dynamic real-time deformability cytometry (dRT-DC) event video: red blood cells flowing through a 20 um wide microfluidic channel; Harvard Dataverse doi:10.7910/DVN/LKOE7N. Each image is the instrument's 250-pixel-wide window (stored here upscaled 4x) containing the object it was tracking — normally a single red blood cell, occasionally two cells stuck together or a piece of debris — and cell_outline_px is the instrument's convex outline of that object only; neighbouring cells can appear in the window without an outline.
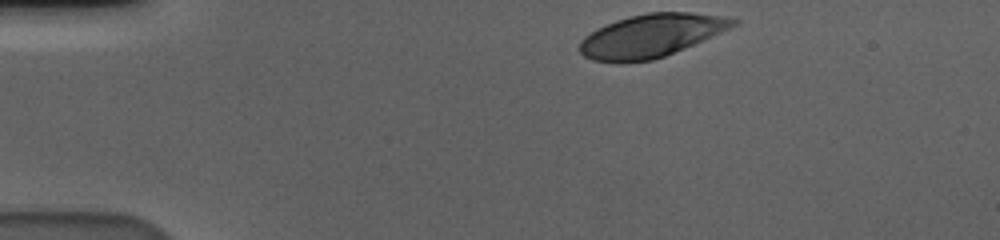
{"species": "human", "species_latin": "Homo sapiens", "temperature_condition": "cold", "stored_images_in_passage": 38, "camera_frame_rate_fps": 3000, "um_per_image_px": 0.085, "donor": {"sex": "male"}, "frame": {"image": 1, "passage_image": 1, "time_ms": 0.0, "image_size_px": [1000, 240], "cell_outline_px": [[740, 24], [684, 48], [664, 56], [652, 60], [624, 64], [620, 64], [592, 60], [584, 56], [576, 48], [580, 40], [584, 36], [596, 28], [616, 20], [628, 16], [648, 12], [692, 12], [720, 16], [740, 20]], "centroid_in_image_um": [55.28, 3.05], "position_along_channel_um": 29.7, "area_um2": 38.96}}
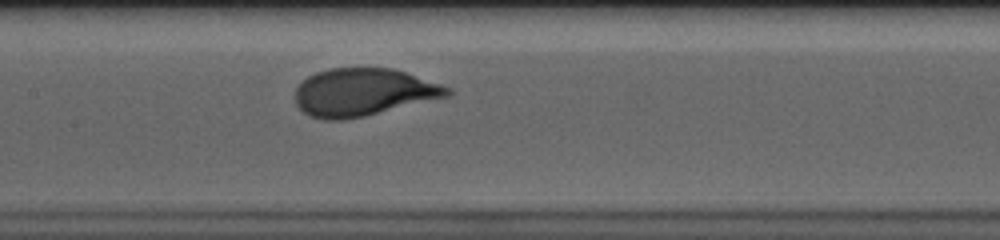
{"frame": {"image": 2, "passage_image": 19, "time_ms": 6.0, "image_size_px": [1000, 240], "cell_outline_px": [[456, 92], [448, 96], [364, 116], [344, 120], [324, 120], [308, 116], [296, 104], [292, 96], [296, 88], [308, 76], [316, 72], [328, 68], [392, 68], [452, 88]], "centroid_in_image_um": [30.84, 7.84], "position_along_channel_um": 176.6, "area_um2": 42.25}}
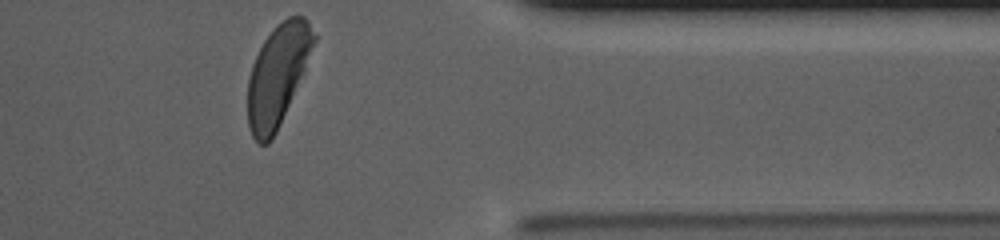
{"frame": {"image": 3, "passage_image": 38, "time_ms": 12.333, "image_size_px": [1000, 240], "cell_outline_px": [[316, 40], [304, 72], [276, 132], [272, 140], [268, 144], [256, 144], [248, 128], [248, 80], [252, 64], [264, 40], [276, 24], [288, 16], [304, 16], [308, 20], [316, 36]], "centroid_in_image_um": [23.6, 6.39], "position_along_channel_um": 387.8, "area_um2": 38.78}, "authors_computed_cell_mechanics": {"area_um2": 41.2403, "velocity_mm_per_s": 3.5489, "shape_relaxation_time_tau1_ms": 2.5164, "shape_relaxation_time_tau2_ms": null, "deformation_change_tau1": 0.1705, "deformation_change_tau2": null}}